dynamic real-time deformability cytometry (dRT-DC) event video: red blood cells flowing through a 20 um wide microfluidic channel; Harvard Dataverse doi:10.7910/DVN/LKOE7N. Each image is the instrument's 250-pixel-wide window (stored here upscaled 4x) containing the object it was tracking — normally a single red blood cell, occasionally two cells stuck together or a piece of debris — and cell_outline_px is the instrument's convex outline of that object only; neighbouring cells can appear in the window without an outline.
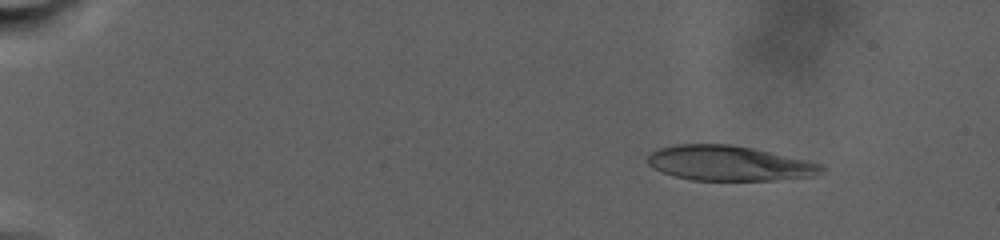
{"species": "human", "species_latin": "Homo sapiens", "temperature_condition": "warm", "stored_images_in_passage": 25, "camera_frame_rate_fps": 3000, "um_per_image_px": 0.085, "donor": {"sex": "male"}, "frame": {"image": 1, "passage_image": 11, "time_ms": 3.667, "image_size_px": [1000, 240], "cell_outline_px": [[828, 172], [812, 176], [776, 180], [692, 180], [676, 176], [652, 168], [648, 164], [648, 156], [652, 152], [660, 148], [676, 144], [728, 144], [752, 148], [808, 160], [824, 164], [828, 168]], "centroid_in_image_um": [62.07, 13.88], "position_along_channel_um": 22.9, "area_um2": 35.6}}
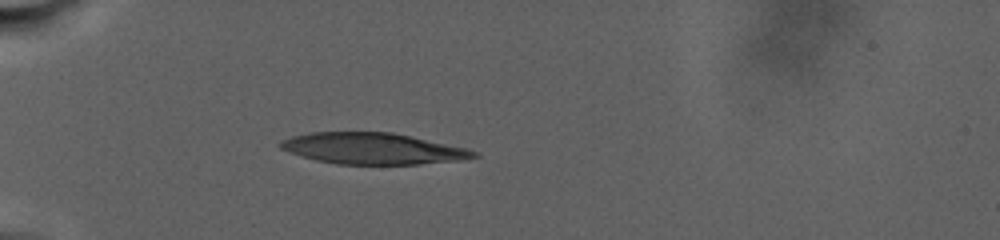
{"frame": {"image": 2, "passage_image": 22, "time_ms": 9.333, "image_size_px": [1000, 240], "cell_outline_px": [[480, 156], [460, 160], [420, 164], [336, 164], [316, 160], [288, 152], [280, 148], [276, 144], [280, 140], [292, 136], [308, 132], [392, 132], [468, 148], [480, 152]], "centroid_in_image_um": [31.68, 12.62], "position_along_channel_um": 53.3, "area_um2": 35.49}}